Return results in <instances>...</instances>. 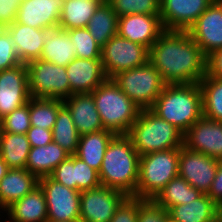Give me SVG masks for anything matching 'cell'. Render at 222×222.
Instances as JSON below:
<instances>
[{"label": "cell", "mask_w": 222, "mask_h": 222, "mask_svg": "<svg viewBox=\"0 0 222 222\" xmlns=\"http://www.w3.org/2000/svg\"><path fill=\"white\" fill-rule=\"evenodd\" d=\"M214 0H160L165 30L187 31Z\"/></svg>", "instance_id": "obj_15"}, {"label": "cell", "mask_w": 222, "mask_h": 222, "mask_svg": "<svg viewBox=\"0 0 222 222\" xmlns=\"http://www.w3.org/2000/svg\"><path fill=\"white\" fill-rule=\"evenodd\" d=\"M23 0H0V22L9 26L16 21L18 8Z\"/></svg>", "instance_id": "obj_44"}, {"label": "cell", "mask_w": 222, "mask_h": 222, "mask_svg": "<svg viewBox=\"0 0 222 222\" xmlns=\"http://www.w3.org/2000/svg\"><path fill=\"white\" fill-rule=\"evenodd\" d=\"M80 135L104 130L91 93L72 94L63 100Z\"/></svg>", "instance_id": "obj_22"}, {"label": "cell", "mask_w": 222, "mask_h": 222, "mask_svg": "<svg viewBox=\"0 0 222 222\" xmlns=\"http://www.w3.org/2000/svg\"><path fill=\"white\" fill-rule=\"evenodd\" d=\"M46 222H60V221L47 220ZM72 222H82V221L78 220V221H72Z\"/></svg>", "instance_id": "obj_49"}, {"label": "cell", "mask_w": 222, "mask_h": 222, "mask_svg": "<svg viewBox=\"0 0 222 222\" xmlns=\"http://www.w3.org/2000/svg\"><path fill=\"white\" fill-rule=\"evenodd\" d=\"M90 35L102 48L107 41L118 33V16L113 8L104 0L95 9L86 26Z\"/></svg>", "instance_id": "obj_28"}, {"label": "cell", "mask_w": 222, "mask_h": 222, "mask_svg": "<svg viewBox=\"0 0 222 222\" xmlns=\"http://www.w3.org/2000/svg\"><path fill=\"white\" fill-rule=\"evenodd\" d=\"M111 79L141 110L151 109L166 85L159 71L149 61L119 72Z\"/></svg>", "instance_id": "obj_7"}, {"label": "cell", "mask_w": 222, "mask_h": 222, "mask_svg": "<svg viewBox=\"0 0 222 222\" xmlns=\"http://www.w3.org/2000/svg\"><path fill=\"white\" fill-rule=\"evenodd\" d=\"M128 196L122 191L100 185L80 193V221L110 222Z\"/></svg>", "instance_id": "obj_11"}, {"label": "cell", "mask_w": 222, "mask_h": 222, "mask_svg": "<svg viewBox=\"0 0 222 222\" xmlns=\"http://www.w3.org/2000/svg\"><path fill=\"white\" fill-rule=\"evenodd\" d=\"M1 217H6L7 222H46L48 214L43 189L38 185L23 198L6 208Z\"/></svg>", "instance_id": "obj_21"}, {"label": "cell", "mask_w": 222, "mask_h": 222, "mask_svg": "<svg viewBox=\"0 0 222 222\" xmlns=\"http://www.w3.org/2000/svg\"><path fill=\"white\" fill-rule=\"evenodd\" d=\"M39 185L46 197L48 220L72 222L80 219V191L64 186L50 176L40 178Z\"/></svg>", "instance_id": "obj_10"}, {"label": "cell", "mask_w": 222, "mask_h": 222, "mask_svg": "<svg viewBox=\"0 0 222 222\" xmlns=\"http://www.w3.org/2000/svg\"><path fill=\"white\" fill-rule=\"evenodd\" d=\"M7 33L13 42L21 63L40 59L48 29H38L14 21Z\"/></svg>", "instance_id": "obj_20"}, {"label": "cell", "mask_w": 222, "mask_h": 222, "mask_svg": "<svg viewBox=\"0 0 222 222\" xmlns=\"http://www.w3.org/2000/svg\"><path fill=\"white\" fill-rule=\"evenodd\" d=\"M192 39L208 56L222 48V8L214 0L187 30Z\"/></svg>", "instance_id": "obj_16"}, {"label": "cell", "mask_w": 222, "mask_h": 222, "mask_svg": "<svg viewBox=\"0 0 222 222\" xmlns=\"http://www.w3.org/2000/svg\"><path fill=\"white\" fill-rule=\"evenodd\" d=\"M9 169L6 162L0 157V180L6 175Z\"/></svg>", "instance_id": "obj_47"}, {"label": "cell", "mask_w": 222, "mask_h": 222, "mask_svg": "<svg viewBox=\"0 0 222 222\" xmlns=\"http://www.w3.org/2000/svg\"><path fill=\"white\" fill-rule=\"evenodd\" d=\"M179 148L141 155L139 180L133 197L154 199L167 183L178 176Z\"/></svg>", "instance_id": "obj_6"}, {"label": "cell", "mask_w": 222, "mask_h": 222, "mask_svg": "<svg viewBox=\"0 0 222 222\" xmlns=\"http://www.w3.org/2000/svg\"><path fill=\"white\" fill-rule=\"evenodd\" d=\"M114 136L113 132L105 129L82 134L75 155L99 172L107 145Z\"/></svg>", "instance_id": "obj_26"}, {"label": "cell", "mask_w": 222, "mask_h": 222, "mask_svg": "<svg viewBox=\"0 0 222 222\" xmlns=\"http://www.w3.org/2000/svg\"><path fill=\"white\" fill-rule=\"evenodd\" d=\"M214 222H222V219L219 217V218L216 219Z\"/></svg>", "instance_id": "obj_51"}, {"label": "cell", "mask_w": 222, "mask_h": 222, "mask_svg": "<svg viewBox=\"0 0 222 222\" xmlns=\"http://www.w3.org/2000/svg\"><path fill=\"white\" fill-rule=\"evenodd\" d=\"M74 182L77 191L97 188L101 185L99 172L74 154Z\"/></svg>", "instance_id": "obj_38"}, {"label": "cell", "mask_w": 222, "mask_h": 222, "mask_svg": "<svg viewBox=\"0 0 222 222\" xmlns=\"http://www.w3.org/2000/svg\"><path fill=\"white\" fill-rule=\"evenodd\" d=\"M64 0H23L16 22L38 29H56Z\"/></svg>", "instance_id": "obj_18"}, {"label": "cell", "mask_w": 222, "mask_h": 222, "mask_svg": "<svg viewBox=\"0 0 222 222\" xmlns=\"http://www.w3.org/2000/svg\"><path fill=\"white\" fill-rule=\"evenodd\" d=\"M149 62L166 84L199 83L207 73V56L188 31L165 30L150 48Z\"/></svg>", "instance_id": "obj_1"}, {"label": "cell", "mask_w": 222, "mask_h": 222, "mask_svg": "<svg viewBox=\"0 0 222 222\" xmlns=\"http://www.w3.org/2000/svg\"><path fill=\"white\" fill-rule=\"evenodd\" d=\"M50 177L58 183L76 190V182H74V154L60 162Z\"/></svg>", "instance_id": "obj_41"}, {"label": "cell", "mask_w": 222, "mask_h": 222, "mask_svg": "<svg viewBox=\"0 0 222 222\" xmlns=\"http://www.w3.org/2000/svg\"><path fill=\"white\" fill-rule=\"evenodd\" d=\"M168 211L153 199L137 198V222H167Z\"/></svg>", "instance_id": "obj_39"}, {"label": "cell", "mask_w": 222, "mask_h": 222, "mask_svg": "<svg viewBox=\"0 0 222 222\" xmlns=\"http://www.w3.org/2000/svg\"><path fill=\"white\" fill-rule=\"evenodd\" d=\"M8 26L2 22H0V37H2L5 33H7Z\"/></svg>", "instance_id": "obj_48"}, {"label": "cell", "mask_w": 222, "mask_h": 222, "mask_svg": "<svg viewBox=\"0 0 222 222\" xmlns=\"http://www.w3.org/2000/svg\"><path fill=\"white\" fill-rule=\"evenodd\" d=\"M220 218L222 219V207L220 208Z\"/></svg>", "instance_id": "obj_53"}, {"label": "cell", "mask_w": 222, "mask_h": 222, "mask_svg": "<svg viewBox=\"0 0 222 222\" xmlns=\"http://www.w3.org/2000/svg\"><path fill=\"white\" fill-rule=\"evenodd\" d=\"M53 142L62 147L70 155L76 153L80 134L74 125L70 111L63 105L56 117V122L52 129Z\"/></svg>", "instance_id": "obj_32"}, {"label": "cell", "mask_w": 222, "mask_h": 222, "mask_svg": "<svg viewBox=\"0 0 222 222\" xmlns=\"http://www.w3.org/2000/svg\"><path fill=\"white\" fill-rule=\"evenodd\" d=\"M207 195L221 208L222 207V159L218 160L217 171Z\"/></svg>", "instance_id": "obj_45"}, {"label": "cell", "mask_w": 222, "mask_h": 222, "mask_svg": "<svg viewBox=\"0 0 222 222\" xmlns=\"http://www.w3.org/2000/svg\"><path fill=\"white\" fill-rule=\"evenodd\" d=\"M69 156L70 154L55 142L31 147L25 168L40 179L50 176L58 164Z\"/></svg>", "instance_id": "obj_25"}, {"label": "cell", "mask_w": 222, "mask_h": 222, "mask_svg": "<svg viewBox=\"0 0 222 222\" xmlns=\"http://www.w3.org/2000/svg\"><path fill=\"white\" fill-rule=\"evenodd\" d=\"M151 110L184 134L203 116L199 83L166 84Z\"/></svg>", "instance_id": "obj_3"}, {"label": "cell", "mask_w": 222, "mask_h": 222, "mask_svg": "<svg viewBox=\"0 0 222 222\" xmlns=\"http://www.w3.org/2000/svg\"><path fill=\"white\" fill-rule=\"evenodd\" d=\"M207 74L222 79V48L207 56Z\"/></svg>", "instance_id": "obj_46"}, {"label": "cell", "mask_w": 222, "mask_h": 222, "mask_svg": "<svg viewBox=\"0 0 222 222\" xmlns=\"http://www.w3.org/2000/svg\"><path fill=\"white\" fill-rule=\"evenodd\" d=\"M168 214L172 222H214L220 217V207L203 193L190 203L171 207Z\"/></svg>", "instance_id": "obj_24"}, {"label": "cell", "mask_w": 222, "mask_h": 222, "mask_svg": "<svg viewBox=\"0 0 222 222\" xmlns=\"http://www.w3.org/2000/svg\"><path fill=\"white\" fill-rule=\"evenodd\" d=\"M31 98L25 63L0 71V119Z\"/></svg>", "instance_id": "obj_13"}, {"label": "cell", "mask_w": 222, "mask_h": 222, "mask_svg": "<svg viewBox=\"0 0 222 222\" xmlns=\"http://www.w3.org/2000/svg\"><path fill=\"white\" fill-rule=\"evenodd\" d=\"M183 146L222 159V122L202 116L184 133Z\"/></svg>", "instance_id": "obj_14"}, {"label": "cell", "mask_w": 222, "mask_h": 222, "mask_svg": "<svg viewBox=\"0 0 222 222\" xmlns=\"http://www.w3.org/2000/svg\"><path fill=\"white\" fill-rule=\"evenodd\" d=\"M139 158L127 135H115L107 145L99 171L101 185L134 196L139 180Z\"/></svg>", "instance_id": "obj_2"}, {"label": "cell", "mask_w": 222, "mask_h": 222, "mask_svg": "<svg viewBox=\"0 0 222 222\" xmlns=\"http://www.w3.org/2000/svg\"><path fill=\"white\" fill-rule=\"evenodd\" d=\"M74 47L76 58L101 59V47L90 35L86 27L66 30Z\"/></svg>", "instance_id": "obj_35"}, {"label": "cell", "mask_w": 222, "mask_h": 222, "mask_svg": "<svg viewBox=\"0 0 222 222\" xmlns=\"http://www.w3.org/2000/svg\"><path fill=\"white\" fill-rule=\"evenodd\" d=\"M127 136L141 156L152 152L181 148L184 134L160 118L151 109H143L132 124Z\"/></svg>", "instance_id": "obj_5"}, {"label": "cell", "mask_w": 222, "mask_h": 222, "mask_svg": "<svg viewBox=\"0 0 222 222\" xmlns=\"http://www.w3.org/2000/svg\"><path fill=\"white\" fill-rule=\"evenodd\" d=\"M101 61L107 78L111 79L119 72L147 63L149 49L117 34L101 48Z\"/></svg>", "instance_id": "obj_9"}, {"label": "cell", "mask_w": 222, "mask_h": 222, "mask_svg": "<svg viewBox=\"0 0 222 222\" xmlns=\"http://www.w3.org/2000/svg\"><path fill=\"white\" fill-rule=\"evenodd\" d=\"M66 71L72 94L91 93L108 78L101 59H73Z\"/></svg>", "instance_id": "obj_19"}, {"label": "cell", "mask_w": 222, "mask_h": 222, "mask_svg": "<svg viewBox=\"0 0 222 222\" xmlns=\"http://www.w3.org/2000/svg\"><path fill=\"white\" fill-rule=\"evenodd\" d=\"M199 85L202 92L203 116L222 122V79L206 73Z\"/></svg>", "instance_id": "obj_33"}, {"label": "cell", "mask_w": 222, "mask_h": 222, "mask_svg": "<svg viewBox=\"0 0 222 222\" xmlns=\"http://www.w3.org/2000/svg\"><path fill=\"white\" fill-rule=\"evenodd\" d=\"M165 31L160 15L129 14L118 17V35L149 50Z\"/></svg>", "instance_id": "obj_17"}, {"label": "cell", "mask_w": 222, "mask_h": 222, "mask_svg": "<svg viewBox=\"0 0 222 222\" xmlns=\"http://www.w3.org/2000/svg\"><path fill=\"white\" fill-rule=\"evenodd\" d=\"M30 127L29 100L0 119V132L26 134Z\"/></svg>", "instance_id": "obj_37"}, {"label": "cell", "mask_w": 222, "mask_h": 222, "mask_svg": "<svg viewBox=\"0 0 222 222\" xmlns=\"http://www.w3.org/2000/svg\"><path fill=\"white\" fill-rule=\"evenodd\" d=\"M30 96L64 100L71 96L65 66H58L42 59L26 64Z\"/></svg>", "instance_id": "obj_8"}, {"label": "cell", "mask_w": 222, "mask_h": 222, "mask_svg": "<svg viewBox=\"0 0 222 222\" xmlns=\"http://www.w3.org/2000/svg\"><path fill=\"white\" fill-rule=\"evenodd\" d=\"M30 149L26 134L0 132V157L9 168H25Z\"/></svg>", "instance_id": "obj_30"}, {"label": "cell", "mask_w": 222, "mask_h": 222, "mask_svg": "<svg viewBox=\"0 0 222 222\" xmlns=\"http://www.w3.org/2000/svg\"><path fill=\"white\" fill-rule=\"evenodd\" d=\"M202 194L185 179L177 176L171 179L153 200L168 211L175 205L190 203Z\"/></svg>", "instance_id": "obj_31"}, {"label": "cell", "mask_w": 222, "mask_h": 222, "mask_svg": "<svg viewBox=\"0 0 222 222\" xmlns=\"http://www.w3.org/2000/svg\"><path fill=\"white\" fill-rule=\"evenodd\" d=\"M118 17L129 14L160 15V0H105Z\"/></svg>", "instance_id": "obj_36"}, {"label": "cell", "mask_w": 222, "mask_h": 222, "mask_svg": "<svg viewBox=\"0 0 222 222\" xmlns=\"http://www.w3.org/2000/svg\"><path fill=\"white\" fill-rule=\"evenodd\" d=\"M31 147L45 146L53 142L52 130L31 126L26 132Z\"/></svg>", "instance_id": "obj_43"}, {"label": "cell", "mask_w": 222, "mask_h": 222, "mask_svg": "<svg viewBox=\"0 0 222 222\" xmlns=\"http://www.w3.org/2000/svg\"><path fill=\"white\" fill-rule=\"evenodd\" d=\"M105 130L127 135L141 109L114 83L107 79L91 92Z\"/></svg>", "instance_id": "obj_4"}, {"label": "cell", "mask_w": 222, "mask_h": 222, "mask_svg": "<svg viewBox=\"0 0 222 222\" xmlns=\"http://www.w3.org/2000/svg\"><path fill=\"white\" fill-rule=\"evenodd\" d=\"M218 160L185 146L179 148L178 176L202 193H208L217 171Z\"/></svg>", "instance_id": "obj_12"}, {"label": "cell", "mask_w": 222, "mask_h": 222, "mask_svg": "<svg viewBox=\"0 0 222 222\" xmlns=\"http://www.w3.org/2000/svg\"><path fill=\"white\" fill-rule=\"evenodd\" d=\"M110 222H137V198L128 196L117 208Z\"/></svg>", "instance_id": "obj_42"}, {"label": "cell", "mask_w": 222, "mask_h": 222, "mask_svg": "<svg viewBox=\"0 0 222 222\" xmlns=\"http://www.w3.org/2000/svg\"><path fill=\"white\" fill-rule=\"evenodd\" d=\"M21 64L8 33L0 37V71Z\"/></svg>", "instance_id": "obj_40"}, {"label": "cell", "mask_w": 222, "mask_h": 222, "mask_svg": "<svg viewBox=\"0 0 222 222\" xmlns=\"http://www.w3.org/2000/svg\"><path fill=\"white\" fill-rule=\"evenodd\" d=\"M0 222H7V221L3 217L1 218V216H0Z\"/></svg>", "instance_id": "obj_52"}, {"label": "cell", "mask_w": 222, "mask_h": 222, "mask_svg": "<svg viewBox=\"0 0 222 222\" xmlns=\"http://www.w3.org/2000/svg\"><path fill=\"white\" fill-rule=\"evenodd\" d=\"M102 1L104 0H64L58 28L69 30L86 27Z\"/></svg>", "instance_id": "obj_29"}, {"label": "cell", "mask_w": 222, "mask_h": 222, "mask_svg": "<svg viewBox=\"0 0 222 222\" xmlns=\"http://www.w3.org/2000/svg\"><path fill=\"white\" fill-rule=\"evenodd\" d=\"M219 5L220 7L222 8V0H215Z\"/></svg>", "instance_id": "obj_50"}, {"label": "cell", "mask_w": 222, "mask_h": 222, "mask_svg": "<svg viewBox=\"0 0 222 222\" xmlns=\"http://www.w3.org/2000/svg\"><path fill=\"white\" fill-rule=\"evenodd\" d=\"M63 105V100L60 99L31 97L29 99L31 126L52 130L57 113Z\"/></svg>", "instance_id": "obj_34"}, {"label": "cell", "mask_w": 222, "mask_h": 222, "mask_svg": "<svg viewBox=\"0 0 222 222\" xmlns=\"http://www.w3.org/2000/svg\"><path fill=\"white\" fill-rule=\"evenodd\" d=\"M39 185V179L26 168H10L0 180V214Z\"/></svg>", "instance_id": "obj_23"}, {"label": "cell", "mask_w": 222, "mask_h": 222, "mask_svg": "<svg viewBox=\"0 0 222 222\" xmlns=\"http://www.w3.org/2000/svg\"><path fill=\"white\" fill-rule=\"evenodd\" d=\"M74 47L66 30L56 28L48 30L40 59L58 66H67L76 58Z\"/></svg>", "instance_id": "obj_27"}]
</instances>
